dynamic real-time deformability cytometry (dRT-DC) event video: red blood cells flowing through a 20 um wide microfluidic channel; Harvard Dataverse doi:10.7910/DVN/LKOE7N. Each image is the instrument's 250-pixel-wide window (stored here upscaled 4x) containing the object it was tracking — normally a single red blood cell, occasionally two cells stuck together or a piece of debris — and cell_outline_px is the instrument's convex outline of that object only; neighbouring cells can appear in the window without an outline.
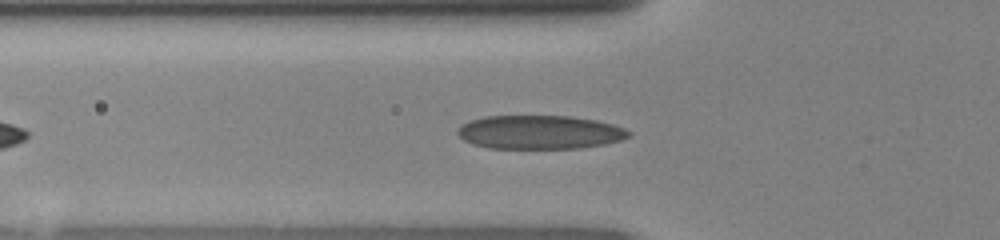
{"species": "human", "species_latin": "Homo sapiens", "temperature_condition": "room temperature", "stored_images_in_passage": 39, "camera_frame_rate_fps": 3000, "um_per_image_px": 0.085, "donor": {"sex": "female"}, "frame": {"image": 1, "passage_image": 7, "time_ms": 2.0, "image_size_px": [1000, 240], "cell_outline_px": [[632, 136], [620, 140], [604, 144], [580, 148], [488, 148], [472, 144], [464, 140], [456, 132], [456, 128], [468, 120], [484, 116], [568, 116], [596, 120], [612, 124], [624, 128], [632, 132]], "centroid_in_image_um": [45.85, 11.23], "position_along_channel_um": 79.9, "area_um2": 33.81}}
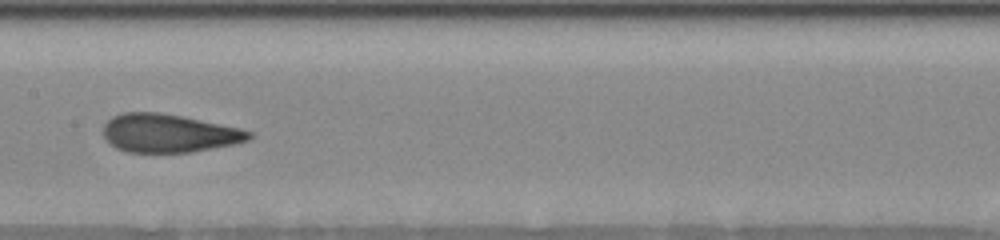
{"frame": {"image": 2, "passage_image": 15, "time_ms": 4.667, "image_size_px": [1000, 240], "cell_outline_px": [[252, 136], [248, 140], [232, 144], [192, 152], [124, 152], [108, 144], [104, 136], [104, 124], [112, 116], [124, 112], [160, 112], [240, 128], [252, 132]], "centroid_in_image_um": [14.29, 11.33], "position_along_channel_um": 193.1, "area_um2": 32.43}}
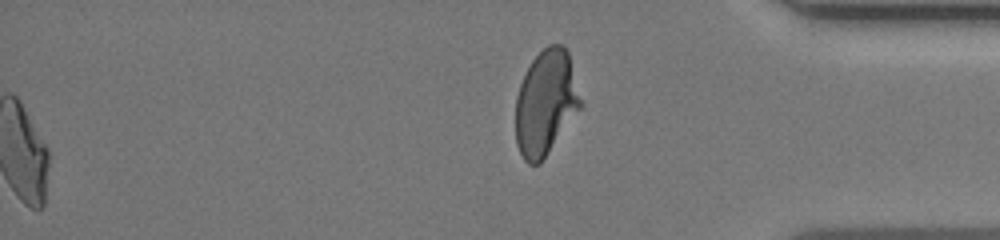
{"frame": {"image": 3, "passage_image": 39, "time_ms": 12.667, "image_size_px": [1000, 240], "cell_outline_px": [[584, 104], [540, 164], [528, 164], [524, 160], [516, 144], [516, 96], [520, 84], [532, 60], [548, 44], [560, 44], [568, 52]], "centroid_in_image_um": [46.41, 8.75], "position_along_channel_um": 388.8, "area_um2": 39.82}}